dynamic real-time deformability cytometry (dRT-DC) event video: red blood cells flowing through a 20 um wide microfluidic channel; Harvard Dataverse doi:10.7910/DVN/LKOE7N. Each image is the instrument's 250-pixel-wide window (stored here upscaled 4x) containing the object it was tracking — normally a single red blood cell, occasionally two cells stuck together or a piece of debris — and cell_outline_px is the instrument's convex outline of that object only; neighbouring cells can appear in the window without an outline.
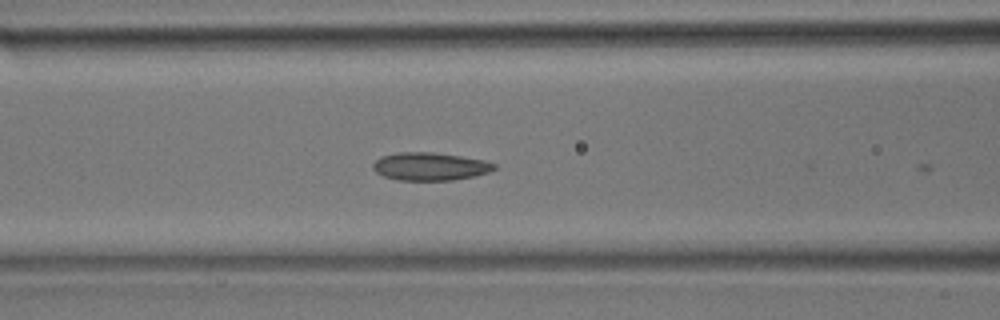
{"species": "common noctule bat (a hibernating species)", "species_latin": "Nyctalus noctula", "temperature_condition": "room temperature", "stored_images_in_passage": 8, "camera_frame_rate_fps": 3000, "um_per_image_px": 0.085, "animal": {"sex": "male", "body_mass_g": 17.9}, "frame": {"image": 1, "passage_image": 7, "time_ms": 2.0, "image_size_px": [1000, 320], "cell_outline_px": [[496, 168], [488, 172], [472, 176], [452, 180], [396, 180], [384, 176], [376, 172], [372, 168], [372, 164], [380, 156], [396, 152], [432, 152], [460, 156], [484, 160], [496, 164]], "centroid_in_image_um": [36.51, 14.14], "position_along_channel_um": 130.1, "area_um2": 19.71}}